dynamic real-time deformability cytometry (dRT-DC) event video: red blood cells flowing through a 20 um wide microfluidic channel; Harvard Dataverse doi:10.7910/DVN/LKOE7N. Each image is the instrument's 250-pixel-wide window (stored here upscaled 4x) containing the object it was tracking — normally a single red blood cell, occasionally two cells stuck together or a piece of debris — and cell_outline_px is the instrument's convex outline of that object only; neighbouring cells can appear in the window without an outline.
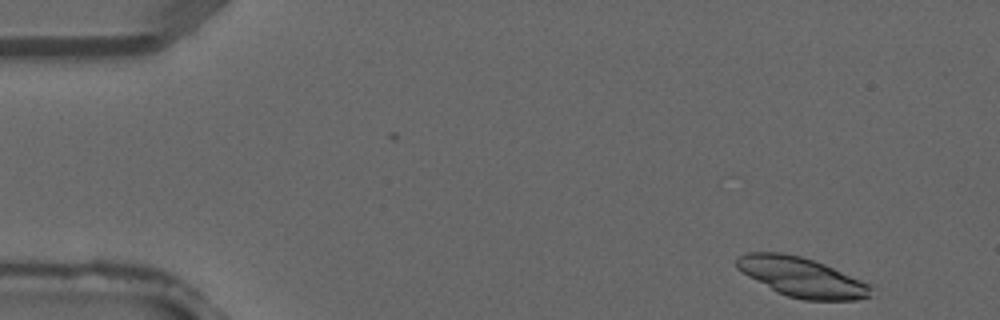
{"species": "common noctule bat (a hibernating species)", "species_latin": "Nyctalus noctula", "temperature_condition": "warm", "stored_images_in_passage": 3, "camera_frame_rate_fps": 3000, "um_per_image_px": 0.085, "animal": {"sex": "male", "forearm_length_mm": 52.5}, "frame": {"image": 1, "passage_image": 1, "time_ms": 0.0, "image_size_px": [1000, 320], "cell_outline_px": [[872, 296], [856, 300], [804, 300], [788, 296], [776, 292], [748, 276], [736, 268], [736, 260], [740, 256], [748, 252], [780, 252], [800, 256], [824, 264], [872, 284]], "centroid_in_image_um": [68.17, 23.57], "position_along_channel_um": 16.8, "area_um2": 30.92}}